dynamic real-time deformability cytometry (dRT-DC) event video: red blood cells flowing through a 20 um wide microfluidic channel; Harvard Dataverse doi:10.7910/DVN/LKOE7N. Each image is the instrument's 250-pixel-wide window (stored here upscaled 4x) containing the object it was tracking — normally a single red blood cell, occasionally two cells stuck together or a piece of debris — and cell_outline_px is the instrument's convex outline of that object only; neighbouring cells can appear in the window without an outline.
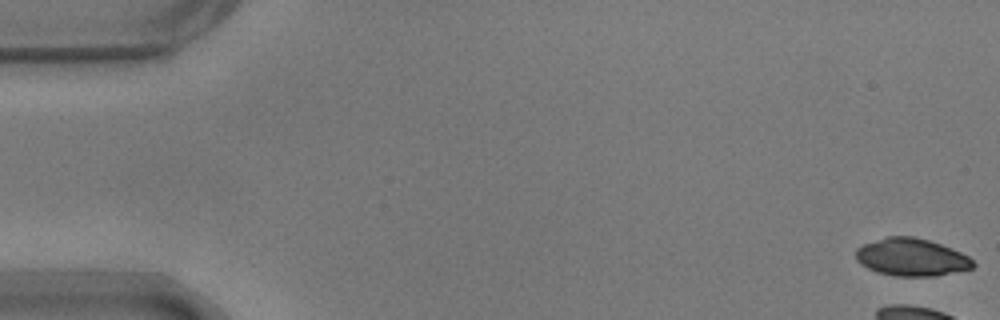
{"species": "common noctule bat (a hibernating species)", "species_latin": "Nyctalus noctula", "temperature_condition": "warm", "stored_images_in_passage": 56, "camera_frame_rate_fps": 3000, "um_per_image_px": 0.085, "animal": {"sex": "male", "body_mass_g": 17.9}, "frame": {"image": 1, "passage_image": 1, "time_ms": 0.0, "image_size_px": [1000, 320], "cell_outline_px": [[976, 264], [972, 268], [936, 276], [896, 276], [876, 272], [860, 264], [856, 260], [856, 248], [864, 244], [888, 236], [912, 236], [928, 240], [940, 244], [960, 252], [968, 256]], "centroid_in_image_um": [77.46, 21.87], "position_along_channel_um": 7.5, "area_um2": 25.55}}
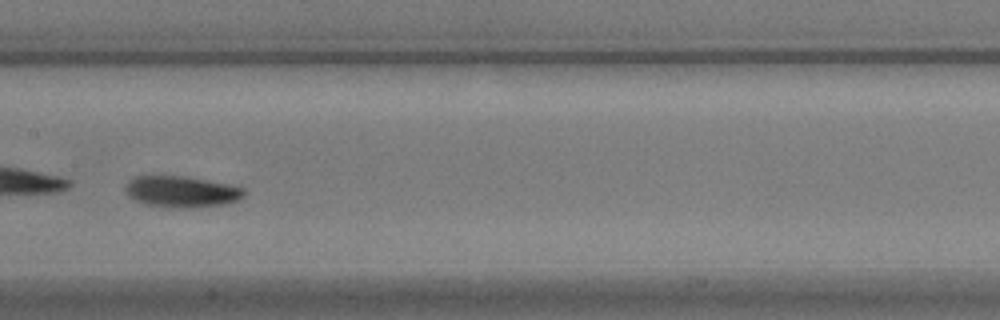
{"frame": {"image": 2, "passage_image": 29, "time_ms": 9.333, "image_size_px": [1000, 320], "cell_outline_px": [[244, 196], [236, 200], [224, 204], [192, 208], [172, 208], [144, 204], [128, 196], [124, 188], [128, 180], [136, 176], [188, 176], [228, 184], [244, 188]], "centroid_in_image_um": [15.4, 16.29], "position_along_channel_um": 192.0, "area_um2": 21.73}}
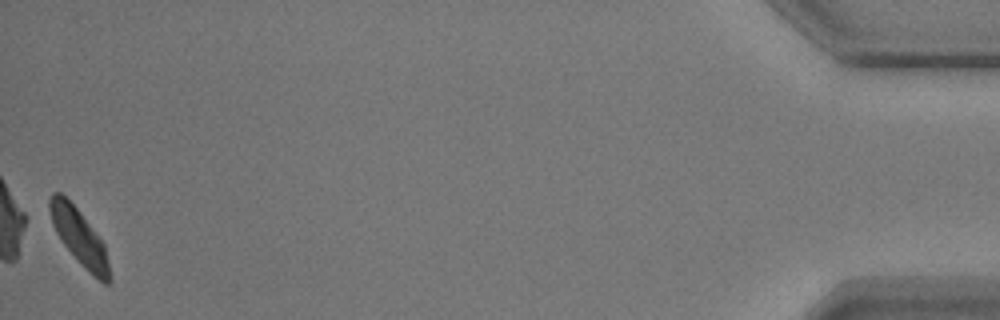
{"frame": {"image": 3, "passage_image": 56, "time_ms": 18.333, "image_size_px": [1000, 320], "cell_outline_px": [[112, 280], [108, 284], [104, 284], [64, 244], [56, 232], [52, 224], [48, 208], [48, 200], [52, 192], [60, 192], [80, 212], [104, 244]], "centroid_in_image_um": [6.71, 20.08], "position_along_channel_um": 428.5, "area_um2": 18.61}, "authors_computed_cell_mechanics": {"area_um2": 21.1837, "velocity_mm_per_s": 3.6432, "shape_relaxation_time_tau1_ms": 0.5048, "shape_relaxation_time_tau2_ms": null, "deformation_change_tau1": 0.2748, "deformation_change_tau2": null}}